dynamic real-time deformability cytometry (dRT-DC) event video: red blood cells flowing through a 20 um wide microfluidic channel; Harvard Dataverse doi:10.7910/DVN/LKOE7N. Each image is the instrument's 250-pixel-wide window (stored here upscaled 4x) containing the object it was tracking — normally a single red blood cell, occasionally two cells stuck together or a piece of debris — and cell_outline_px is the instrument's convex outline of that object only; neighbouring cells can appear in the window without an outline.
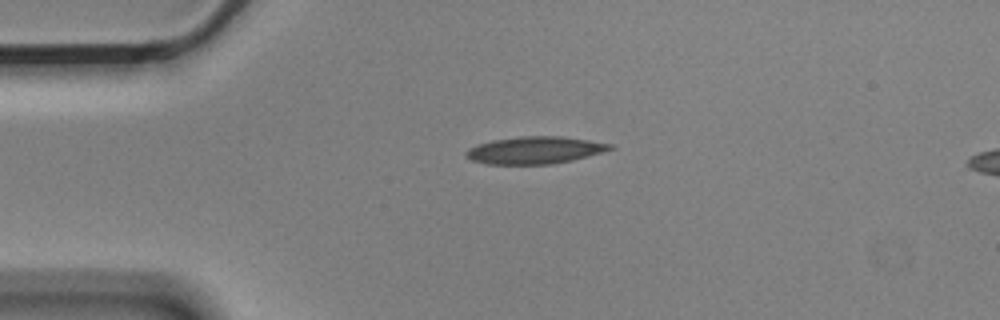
{"species": "Egyptian fruit bat (a non-hibernating species)", "species_latin": "Rousettus aegyptiacus", "temperature_condition": "cold", "stored_images_in_passage": 3, "camera_frame_rate_fps": 3000, "um_per_image_px": 0.085, "animal": {"sex": "male"}, "frame": {"image": 1, "passage_image": 1, "time_ms": 0.0, "image_size_px": [1000, 320], "cell_outline_px": [[616, 148], [588, 156], [572, 160], [552, 164], [488, 164], [472, 160], [464, 156], [464, 152], [468, 148], [492, 140], [520, 136], [560, 136], [588, 140], [612, 144]], "centroid_in_image_um": [45.45, 12.76], "position_along_channel_um": 39.5, "area_um2": 22.83}}
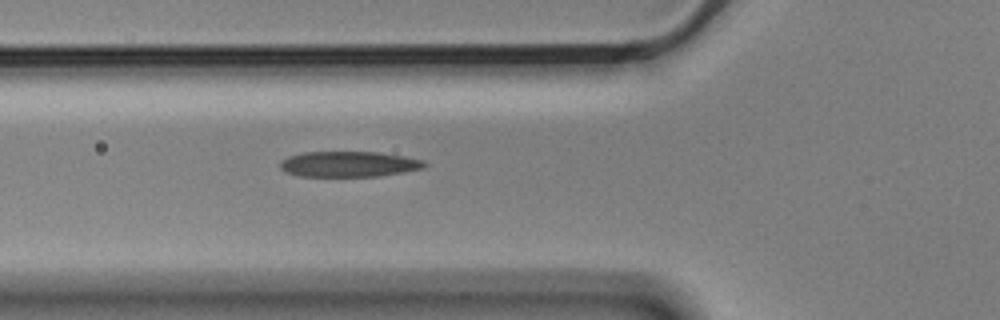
{"frame": {"image": 2, "passage_image": 3, "time_ms": 0.667, "image_size_px": [1000, 320], "cell_outline_px": [[428, 164], [424, 168], [404, 172], [380, 176], [300, 176], [284, 172], [280, 168], [280, 160], [288, 156], [304, 152], [380, 152], [404, 156], [424, 160]], "centroid_in_image_um": [29.66, 13.95], "position_along_channel_um": 96.1, "area_um2": 21.68}}